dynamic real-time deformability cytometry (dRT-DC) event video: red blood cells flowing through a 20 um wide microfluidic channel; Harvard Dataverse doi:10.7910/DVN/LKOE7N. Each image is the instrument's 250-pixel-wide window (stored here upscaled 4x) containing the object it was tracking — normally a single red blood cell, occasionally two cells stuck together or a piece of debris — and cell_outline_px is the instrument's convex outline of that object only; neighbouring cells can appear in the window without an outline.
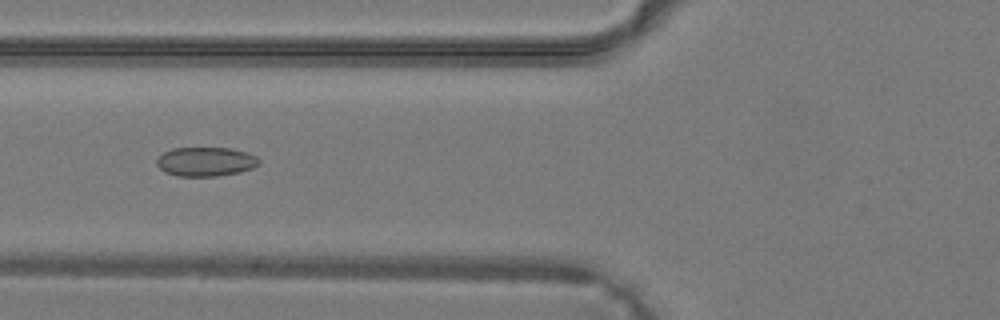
{"species": "common noctule bat (a hibernating species)", "species_latin": "Nyctalus noctula", "temperature_condition": "warm", "stored_images_in_passage": 11, "camera_frame_rate_fps": 3000, "um_per_image_px": 0.085, "animal": {"sex": "male", "body_mass_g": 19.2, "forearm_length_mm": 51.8}, "frame": {"image": 1, "passage_image": 8, "time_ms": 2.333, "image_size_px": [1000, 320], "cell_outline_px": [[260, 160], [252, 168], [240, 172], [216, 176], [176, 176], [164, 172], [156, 164], [156, 160], [164, 152], [172, 148], [232, 148], [248, 152], [256, 156]], "centroid_in_image_um": [17.47, 13.74], "position_along_channel_um": 108.3, "area_um2": 17.4}}